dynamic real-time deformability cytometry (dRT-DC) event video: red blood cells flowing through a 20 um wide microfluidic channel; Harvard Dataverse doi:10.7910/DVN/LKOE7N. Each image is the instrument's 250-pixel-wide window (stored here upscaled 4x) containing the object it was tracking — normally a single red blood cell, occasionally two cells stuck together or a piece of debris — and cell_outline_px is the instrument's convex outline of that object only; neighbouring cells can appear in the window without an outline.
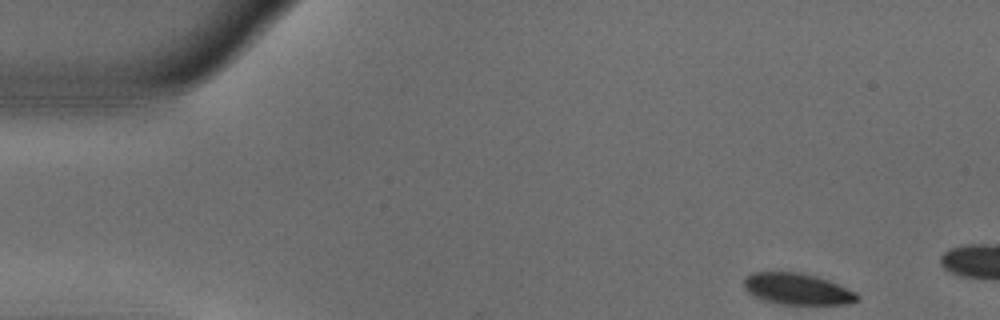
{"species": "common noctule bat (a hibernating species)", "species_latin": "Nyctalus noctula", "temperature_condition": "warm", "stored_images_in_passage": 10, "camera_frame_rate_fps": 3000, "um_per_image_px": 0.085, "animal": {"sex": "male", "body_mass_g": 18.8}, "frame": {"image": 1, "passage_image": 1, "time_ms": 0.0, "image_size_px": [1000, 320], "cell_outline_px": [[860, 296], [856, 300], [848, 304], [780, 304], [764, 300], [748, 292], [744, 288], [744, 276], [752, 272], [800, 272], [816, 276], [828, 280], [856, 292]], "centroid_in_image_um": [67.75, 24.55], "position_along_channel_um": 17.3, "area_um2": 20.63}}